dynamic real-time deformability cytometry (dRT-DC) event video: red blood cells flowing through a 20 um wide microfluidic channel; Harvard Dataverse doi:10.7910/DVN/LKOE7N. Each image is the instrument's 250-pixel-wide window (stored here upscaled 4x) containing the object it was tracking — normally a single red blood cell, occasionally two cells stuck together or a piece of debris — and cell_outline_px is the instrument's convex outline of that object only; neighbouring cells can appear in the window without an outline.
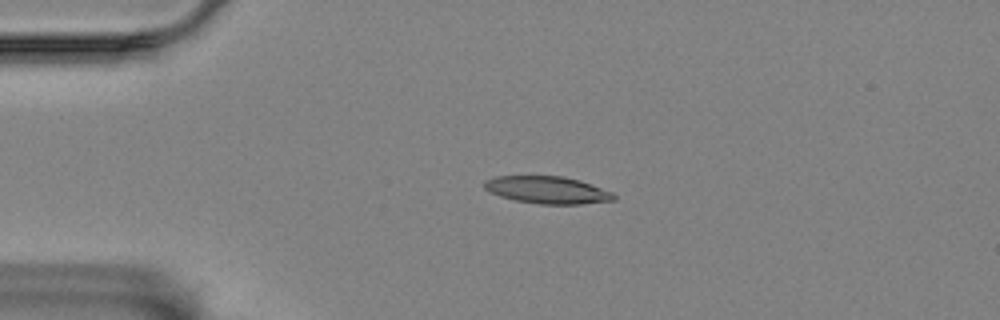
{"species": "Egyptian fruit bat (a non-hibernating species)", "species_latin": "Rousettus aegyptiacus", "temperature_condition": "room temperature", "stored_images_in_passage": 46, "camera_frame_rate_fps": 3000, "um_per_image_px": 0.085, "animal": {"sex": "female"}, "frame": {"image": 1, "passage_image": 1, "time_ms": 0.0, "image_size_px": [1000, 320], "cell_outline_px": [[616, 200], [580, 204], [540, 204], [516, 200], [500, 196], [484, 188], [484, 180], [496, 176], [564, 176], [580, 180], [612, 192], [616, 196]], "centroid_in_image_um": [46.54, 16.14], "position_along_channel_um": 38.5, "area_um2": 20.52}}
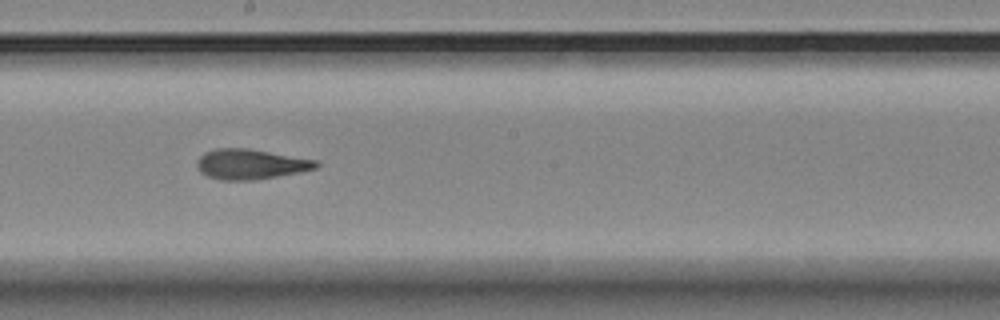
{"frame": {"image": 2, "passage_image": 20, "time_ms": 6.333, "image_size_px": [1000, 320], "cell_outline_px": [[320, 164], [316, 168], [256, 180], [220, 180], [208, 176], [200, 172], [196, 164], [196, 160], [204, 152], [216, 148], [248, 148], [320, 160]], "centroid_in_image_um": [21.29, 13.94], "position_along_channel_um": 226.9, "area_um2": 21.04}}
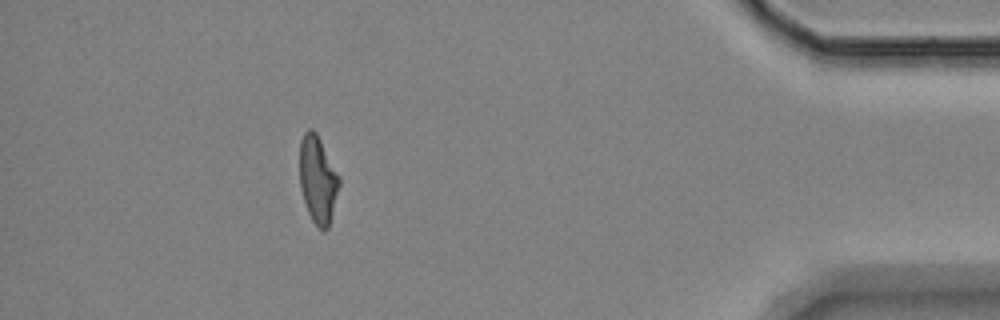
{"frame": {"image": 3, "passage_image": 40, "time_ms": 13.0, "image_size_px": [1000, 320], "cell_outline_px": [[340, 184], [328, 228], [324, 232], [312, 220], [308, 212], [300, 188], [300, 140], [304, 132], [308, 128], [312, 128], [316, 132], [340, 176]], "centroid_in_image_um": [27.01, 15.23], "position_along_channel_um": 408.2, "area_um2": 20.06}, "authors_computed_cell_mechanics": {"area_um2": 20.7502, "velocity_mm_per_s": 3.454, "shape_relaxation_time_tau1_ms": null, "shape_relaxation_time_tau2_ms": 2.79, "deformation_change_tau1": null, "deformation_change_tau2": 0.1204}}